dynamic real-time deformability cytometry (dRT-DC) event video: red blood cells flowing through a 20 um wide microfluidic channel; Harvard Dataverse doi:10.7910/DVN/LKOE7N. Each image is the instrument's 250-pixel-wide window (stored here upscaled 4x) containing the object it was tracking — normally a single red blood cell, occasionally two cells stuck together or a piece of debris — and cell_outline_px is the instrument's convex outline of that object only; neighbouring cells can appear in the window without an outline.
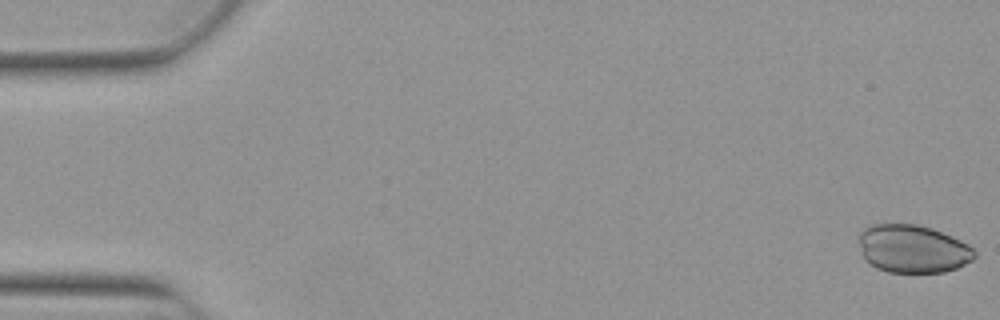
{"species": "Egyptian fruit bat (a non-hibernating species)", "species_latin": "Rousettus aegyptiacus", "temperature_condition": "warm", "stored_images_in_passage": 52, "camera_frame_rate_fps": 3000, "um_per_image_px": 0.085, "animal": {"sex": "female"}, "frame": {"image": 1, "passage_image": 1, "time_ms": 0.0, "image_size_px": [1000, 320], "cell_outline_px": [[976, 256], [972, 260], [956, 268], [944, 272], [888, 272], [876, 268], [864, 260], [860, 244], [860, 232], [864, 228], [872, 224], [916, 224], [932, 228], [960, 240], [968, 244], [976, 252]], "centroid_in_image_um": [77.58, 21.15], "position_along_channel_um": 7.4, "area_um2": 32.31}}
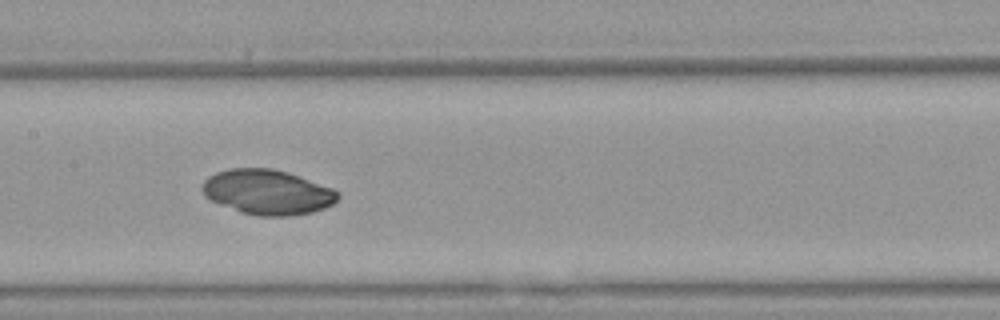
{"frame": {"image": 2, "passage_image": 26, "time_ms": 8.333, "image_size_px": [1000, 320], "cell_outline_px": [[340, 196], [332, 204], [324, 208], [312, 212], [288, 216], [256, 216], [240, 212], [220, 204], [204, 196], [200, 188], [204, 180], [208, 176], [216, 172], [228, 168], [272, 168], [288, 172], [332, 188]], "centroid_in_image_um": [22.69, 16.32], "position_along_channel_um": 184.7, "area_um2": 35.55}}
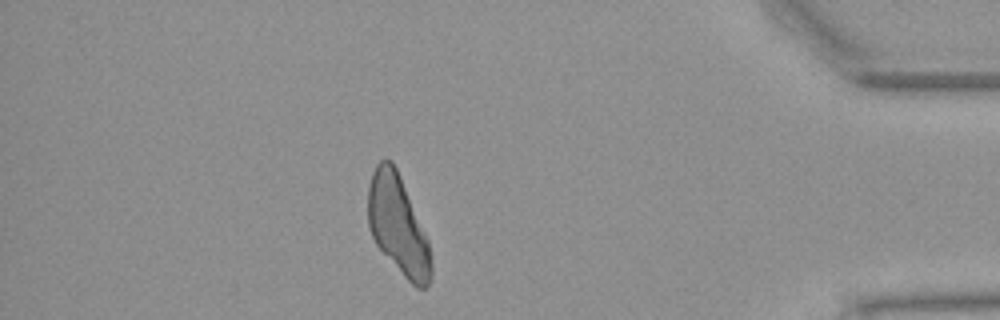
{"frame": {"image": 3, "passage_image": 46, "time_ms": 15.0, "image_size_px": [1000, 320], "cell_outline_px": [[432, 280], [424, 288], [416, 288], [404, 276], [376, 244], [372, 236], [368, 224], [368, 188], [372, 172], [376, 164], [380, 160], [392, 160], [400, 176], [428, 240], [432, 260]], "centroid_in_image_um": [33.83, 19.14], "position_along_channel_um": 401.4, "area_um2": 36.07}}